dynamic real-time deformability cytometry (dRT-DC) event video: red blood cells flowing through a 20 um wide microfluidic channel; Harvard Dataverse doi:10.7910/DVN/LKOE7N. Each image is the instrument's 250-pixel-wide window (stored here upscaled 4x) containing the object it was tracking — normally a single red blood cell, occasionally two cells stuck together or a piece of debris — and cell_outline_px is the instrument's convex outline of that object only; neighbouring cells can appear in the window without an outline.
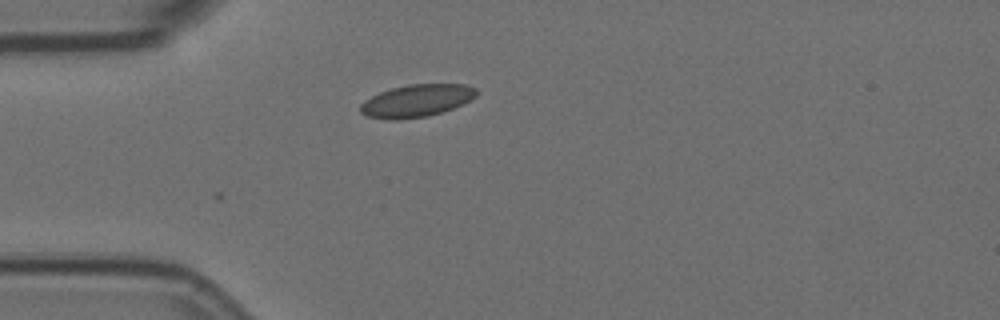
{"species": "Egyptian fruit bat (a non-hibernating species)", "species_latin": "Rousettus aegyptiacus", "temperature_condition": "room temperature", "stored_images_in_passage": 4, "camera_frame_rate_fps": 3000, "um_per_image_px": 0.085, "animal": {"sex": "female"}, "frame": {"image": 1, "passage_image": 4, "time_ms": 1.0, "image_size_px": [1000, 320], "cell_outline_px": [[476, 96], [452, 108], [428, 116], [396, 120], [364, 116], [360, 112], [360, 104], [364, 100], [380, 92], [392, 88], [408, 84], [464, 84], [476, 88]], "centroid_in_image_um": [35.36, 8.56], "position_along_channel_um": 49.6, "area_um2": 21.73}}